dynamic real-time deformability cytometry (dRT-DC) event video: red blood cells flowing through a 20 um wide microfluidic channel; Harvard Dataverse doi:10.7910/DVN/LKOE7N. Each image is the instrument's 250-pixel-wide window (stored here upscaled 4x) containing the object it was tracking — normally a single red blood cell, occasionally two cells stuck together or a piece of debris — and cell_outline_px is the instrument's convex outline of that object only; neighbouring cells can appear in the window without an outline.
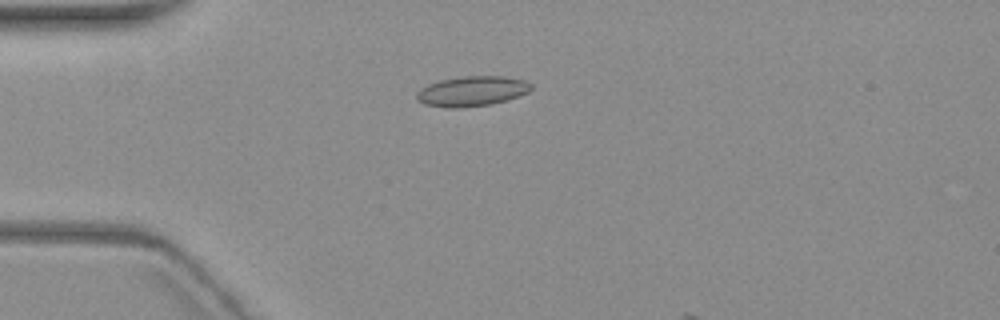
{"species": "common noctule bat (a hibernating species)", "species_latin": "Nyctalus noctula", "temperature_condition": "warm", "stored_images_in_passage": 4, "camera_frame_rate_fps": 3000, "um_per_image_px": 0.085, "animal": {"sex": "female", "body_mass_g": 19.3, "forearm_length_mm": 54.1}, "frame": {"image": 1, "passage_image": 4, "time_ms": 4.0, "image_size_px": [1000, 320], "cell_outline_px": [[532, 88], [528, 92], [492, 104], [460, 108], [448, 108], [424, 104], [416, 100], [416, 92], [420, 88], [428, 84], [440, 80], [464, 76], [504, 76], [524, 80], [532, 84]], "centroid_in_image_um": [40.07, 7.75], "position_along_channel_um": 44.9, "area_um2": 20.06}}